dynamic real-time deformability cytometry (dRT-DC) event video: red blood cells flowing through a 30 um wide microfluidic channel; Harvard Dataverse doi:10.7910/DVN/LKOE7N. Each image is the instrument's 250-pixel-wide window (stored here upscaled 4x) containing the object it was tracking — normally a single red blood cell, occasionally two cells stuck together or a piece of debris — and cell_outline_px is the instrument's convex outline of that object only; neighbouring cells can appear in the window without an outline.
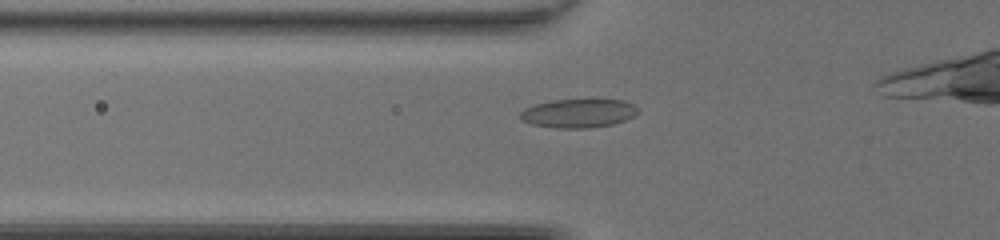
{"species": "common noctule bat (a hibernating species)", "species_latin": "Nyctalus noctula", "temperature_condition": "room temperature", "stored_images_in_passage": 32, "camera_frame_rate_fps": 3000, "um_per_image_px": 0.085, "animal": {"sex": "female", "body_mass_g": 20.0, "forearm_length_mm": 54.0}, "frame": {"image": 1, "passage_image": 7, "time_ms": 2.0, "image_size_px": [1000, 240], "cell_outline_px": [[640, 112], [636, 116], [612, 124], [588, 128], [556, 128], [532, 124], [520, 120], [520, 112], [524, 108], [536, 104], [552, 100], [624, 100], [640, 108]], "centroid_in_image_um": [49.19, 9.63], "position_along_channel_um": 76.6, "area_um2": 19.77}}
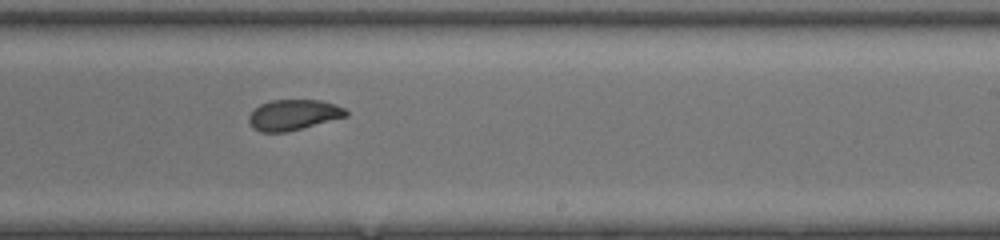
{"frame": {"image": 2, "passage_image": 20, "time_ms": 6.333, "image_size_px": [1000, 240], "cell_outline_px": [[348, 116], [288, 132], [260, 132], [252, 128], [248, 120], [248, 116], [260, 104], [272, 100], [320, 100], [336, 104], [344, 108], [348, 112]], "centroid_in_image_um": [24.94, 9.77], "position_along_channel_um": 264.1, "area_um2": 17.4}}
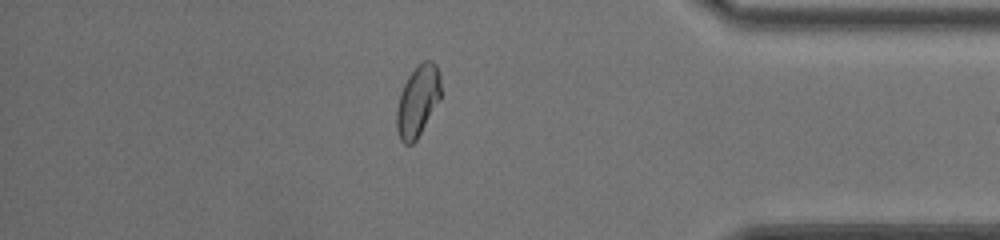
{"frame": {"image": 3, "passage_image": 31, "time_ms": 10.0, "image_size_px": [1000, 240], "cell_outline_px": [[440, 100], [416, 140], [412, 144], [404, 144], [400, 140], [396, 128], [396, 108], [400, 92], [408, 76], [424, 60], [432, 60], [436, 64], [440, 72]], "centroid_in_image_um": [35.5, 8.59], "position_along_channel_um": 399.7, "area_um2": 18.38}}